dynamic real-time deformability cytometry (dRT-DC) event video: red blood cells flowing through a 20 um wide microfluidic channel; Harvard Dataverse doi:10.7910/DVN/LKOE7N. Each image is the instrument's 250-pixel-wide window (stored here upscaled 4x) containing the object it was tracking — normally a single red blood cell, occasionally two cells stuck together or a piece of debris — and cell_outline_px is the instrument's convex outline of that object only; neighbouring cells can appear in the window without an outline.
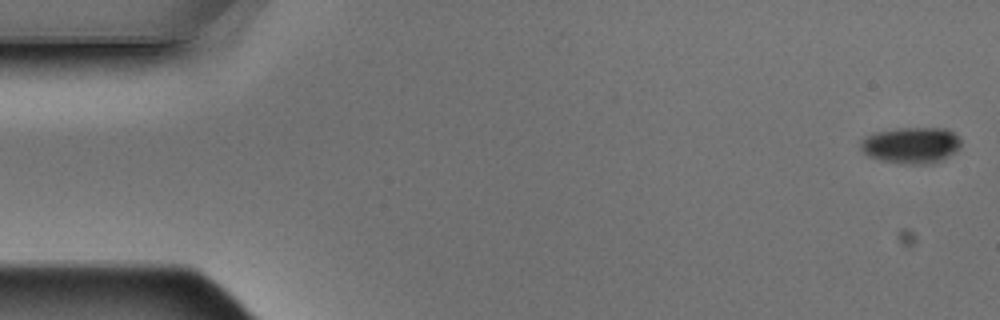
{"species": "Egyptian fruit bat (a non-hibernating species)", "species_latin": "Rousettus aegyptiacus", "temperature_condition": "warm", "stored_images_in_passage": 5, "camera_frame_rate_fps": 3000, "um_per_image_px": 0.085, "animal": {"sex": "male"}, "frame": {"image": 1, "passage_image": 1, "time_ms": 0.0, "image_size_px": [1000, 320], "cell_outline_px": [[960, 148], [948, 156], [932, 164], [904, 164], [880, 160], [868, 156], [860, 148], [860, 140], [876, 132], [900, 128], [944, 128], [960, 136]], "centroid_in_image_um": [77.45, 12.35], "position_along_channel_um": 7.5, "area_um2": 21.21}}
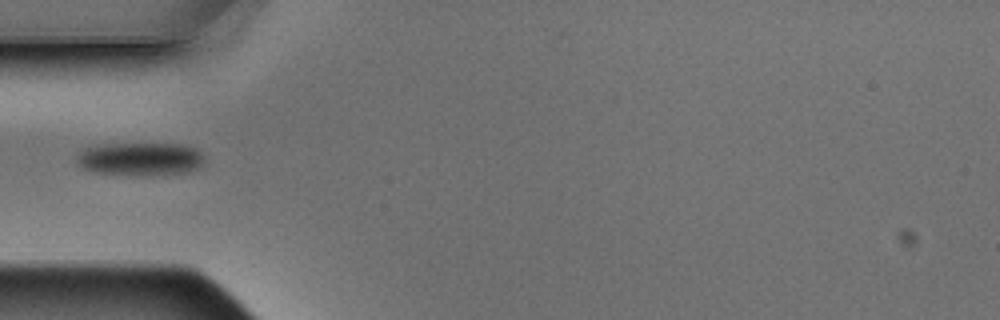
{"frame": {"image": 2, "passage_image": 5, "time_ms": 1.333, "image_size_px": [1000, 320], "cell_outline_px": [[200, 164], [192, 172], [144, 176], [140, 176], [92, 172], [84, 168], [76, 160], [76, 156], [84, 148], [96, 144], [184, 144], [196, 148], [200, 152]], "centroid_in_image_um": [11.87, 13.52], "position_along_channel_um": 73.1, "area_um2": 24.8}}